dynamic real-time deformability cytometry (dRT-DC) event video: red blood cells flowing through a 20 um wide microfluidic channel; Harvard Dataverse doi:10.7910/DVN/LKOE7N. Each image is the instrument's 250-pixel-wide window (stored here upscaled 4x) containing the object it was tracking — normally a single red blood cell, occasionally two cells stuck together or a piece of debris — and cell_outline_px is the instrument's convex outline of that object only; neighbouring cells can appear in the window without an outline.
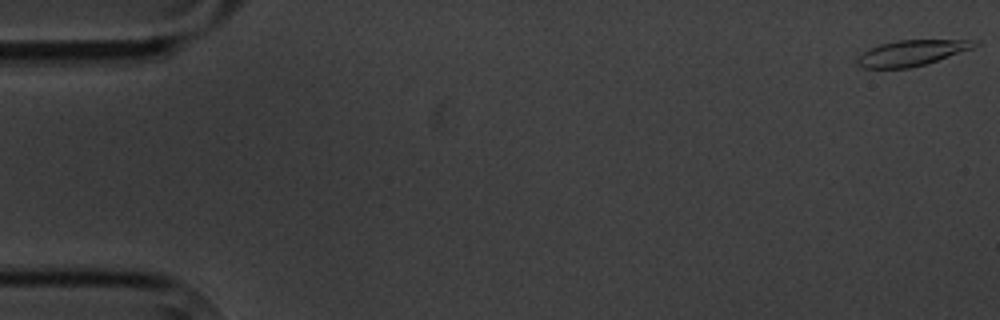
{"species": "common noctule bat (a hibernating species)", "species_latin": "Nyctalus noctula", "temperature_condition": "cold", "stored_images_in_passage": 6, "camera_frame_rate_fps": 3000, "um_per_image_px": 0.085, "animal": {"sex": "male", "body_mass_g": 20.1, "forearm_length_mm": 53.5}, "frame": {"image": 1, "passage_image": 1, "time_ms": 0.0, "image_size_px": [1000, 320], "cell_outline_px": [[980, 44], [976, 48], [924, 64], [908, 68], [860, 68], [856, 64], [856, 60], [868, 48], [880, 44], [896, 40], [980, 40]], "centroid_in_image_um": [77.52, 4.49], "position_along_channel_um": 7.5, "area_um2": 17.69}}
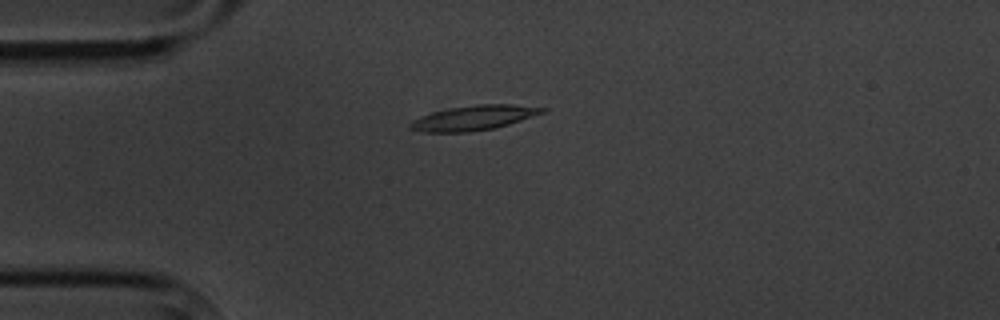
{"frame": {"image": 2, "passage_image": 5, "time_ms": 4.667, "image_size_px": [1000, 320], "cell_outline_px": [[548, 108], [544, 112], [508, 124], [492, 128], [468, 132], [424, 132], [408, 128], [408, 124], [412, 120], [420, 116], [432, 112], [448, 108], [476, 104], [512, 104]], "centroid_in_image_um": [40.21, 10.01], "position_along_channel_um": 44.8, "area_um2": 18.96}}